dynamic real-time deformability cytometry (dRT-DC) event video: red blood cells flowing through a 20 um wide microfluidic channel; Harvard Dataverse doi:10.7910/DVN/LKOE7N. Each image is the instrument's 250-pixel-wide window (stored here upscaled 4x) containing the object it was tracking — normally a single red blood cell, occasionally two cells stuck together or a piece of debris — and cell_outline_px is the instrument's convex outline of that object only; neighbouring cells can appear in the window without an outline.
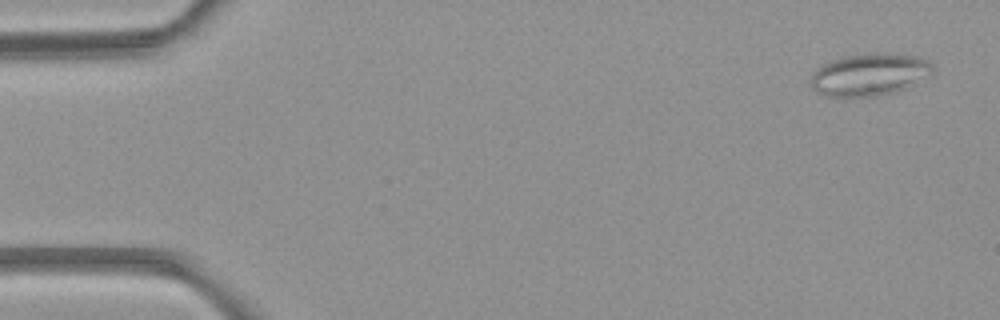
{"species": "common noctule bat (a hibernating species)", "species_latin": "Nyctalus noctula", "temperature_condition": "room temperature", "stored_images_in_passage": 4, "camera_frame_rate_fps": 3000, "um_per_image_px": 0.085, "animal": {"sex": "female", "body_mass_g": 21.9}, "frame": {"image": 1, "passage_image": 1, "time_ms": 0.0, "image_size_px": [1000, 320], "cell_outline_px": [[936, 68], [932, 76], [904, 88], [892, 92], [876, 96], [824, 96], [812, 88], [812, 72], [824, 64], [832, 60], [848, 56], [884, 52], [916, 56], [928, 60], [936, 64]], "centroid_in_image_um": [73.99, 6.33], "position_along_channel_um": 11.0, "area_um2": 30.06}}